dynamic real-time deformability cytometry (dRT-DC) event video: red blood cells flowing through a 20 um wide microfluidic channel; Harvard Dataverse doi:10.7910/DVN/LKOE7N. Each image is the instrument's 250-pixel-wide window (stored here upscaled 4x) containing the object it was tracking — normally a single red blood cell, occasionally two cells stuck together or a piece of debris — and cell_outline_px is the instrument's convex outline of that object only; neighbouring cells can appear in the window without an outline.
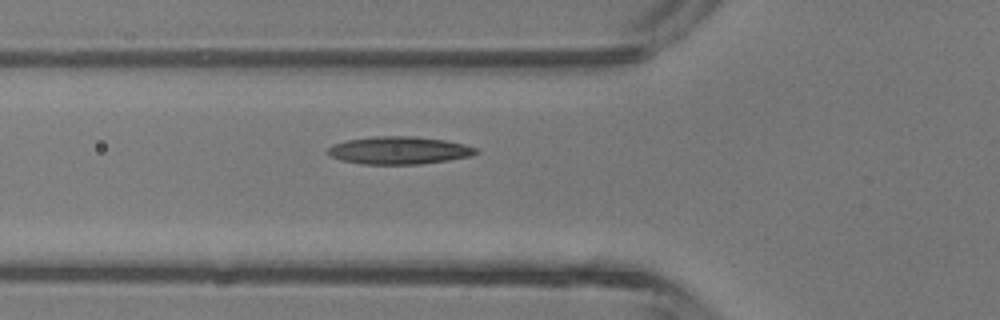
{"species": "common noctule bat (a hibernating species)", "species_latin": "Nyctalus noctula", "temperature_condition": "room temperature", "stored_images_in_passage": 6, "camera_frame_rate_fps": 3000, "um_per_image_px": 0.085, "animal": {"sex": "male", "body_mass_g": 13.3}, "frame": {"image": 1, "passage_image": 6, "time_ms": 6.667, "image_size_px": [1000, 320], "cell_outline_px": [[480, 152], [472, 156], [448, 160], [420, 164], [360, 164], [340, 160], [324, 152], [324, 148], [332, 144], [348, 140], [372, 136], [412, 136], [444, 140], [464, 144], [476, 148]], "centroid_in_image_um": [33.87, 12.78], "position_along_channel_um": 91.9, "area_um2": 24.1}}